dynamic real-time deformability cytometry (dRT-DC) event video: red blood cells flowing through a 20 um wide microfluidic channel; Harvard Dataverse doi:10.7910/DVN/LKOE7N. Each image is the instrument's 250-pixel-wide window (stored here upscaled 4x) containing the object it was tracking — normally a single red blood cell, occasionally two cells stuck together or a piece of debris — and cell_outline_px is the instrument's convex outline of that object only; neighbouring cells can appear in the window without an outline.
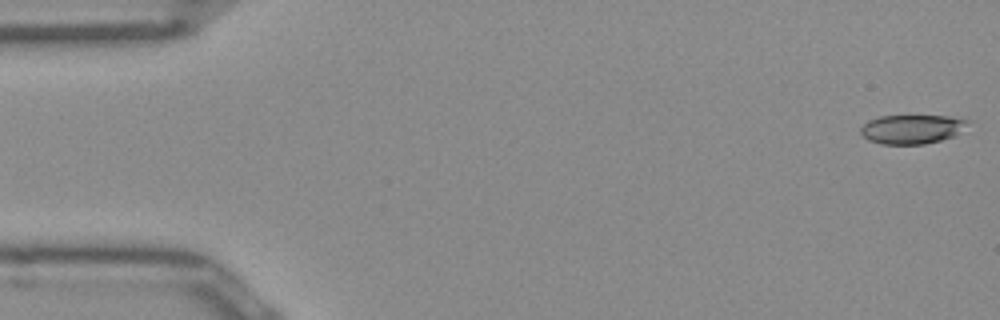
{"species": "Egyptian fruit bat (a non-hibernating species)", "species_latin": "Rousettus aegyptiacus", "temperature_condition": "room temperature", "stored_images_in_passage": 13, "camera_frame_rate_fps": 3000, "um_per_image_px": 0.085, "frame": {"image": 1, "passage_image": 1, "time_ms": 0.0, "image_size_px": [1000, 320], "cell_outline_px": [[972, 120], [956, 136], [924, 144], [880, 144], [868, 140], [860, 132], [860, 128], [868, 120], [880, 116], [964, 116]], "centroid_in_image_um": [77.58, 10.96], "position_along_channel_um": 7.4, "area_um2": 18.5}}
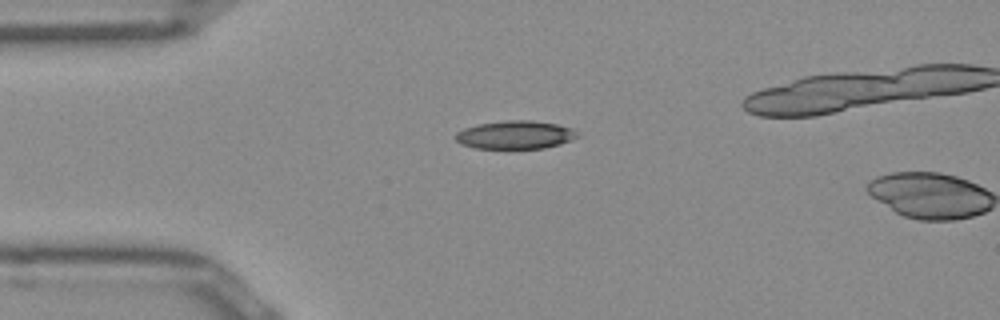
{"frame": {"image": 2, "passage_image": 12, "time_ms": 3.667, "image_size_px": [1000, 320], "cell_outline_px": [[580, 136], [572, 140], [560, 144], [544, 148], [476, 148], [460, 144], [456, 140], [456, 132], [464, 128], [480, 124], [508, 120], [532, 120], [556, 124], [572, 128]], "centroid_in_image_um": [43.81, 11.46], "position_along_channel_um": 41.2, "area_um2": 19.94}}